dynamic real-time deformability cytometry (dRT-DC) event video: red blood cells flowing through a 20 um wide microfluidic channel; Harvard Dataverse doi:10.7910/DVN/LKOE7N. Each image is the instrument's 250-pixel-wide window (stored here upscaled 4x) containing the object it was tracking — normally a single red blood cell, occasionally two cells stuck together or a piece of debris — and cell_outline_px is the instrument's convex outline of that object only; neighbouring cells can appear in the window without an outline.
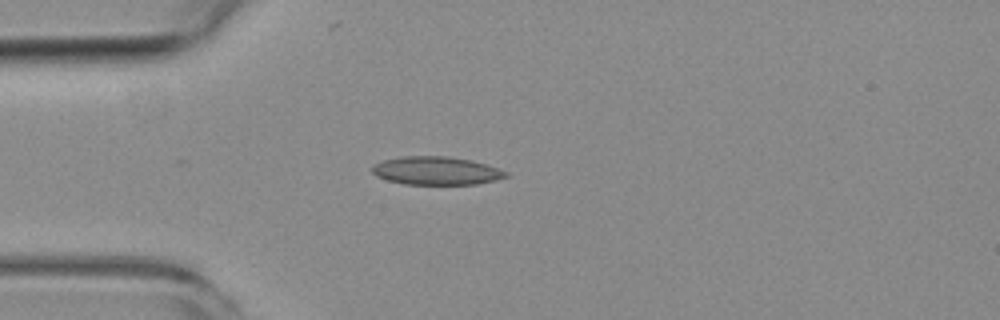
{"species": "common noctule bat (a hibernating species)", "species_latin": "Nyctalus noctula", "temperature_condition": "room temperature", "stored_images_in_passage": 5, "camera_frame_rate_fps": 3000, "um_per_image_px": 0.085, "animal": {"sex": "female", "body_mass_g": 19.3, "forearm_length_mm": 54.1}, "frame": {"image": 1, "passage_image": 4, "time_ms": 4.333, "image_size_px": [1000, 320], "cell_outline_px": [[508, 176], [496, 180], [476, 184], [404, 184], [388, 180], [376, 176], [372, 172], [372, 164], [384, 160], [400, 156], [448, 156], [472, 160], [508, 172]], "centroid_in_image_um": [37.05, 14.51], "position_along_channel_um": 47.9, "area_um2": 21.96}}